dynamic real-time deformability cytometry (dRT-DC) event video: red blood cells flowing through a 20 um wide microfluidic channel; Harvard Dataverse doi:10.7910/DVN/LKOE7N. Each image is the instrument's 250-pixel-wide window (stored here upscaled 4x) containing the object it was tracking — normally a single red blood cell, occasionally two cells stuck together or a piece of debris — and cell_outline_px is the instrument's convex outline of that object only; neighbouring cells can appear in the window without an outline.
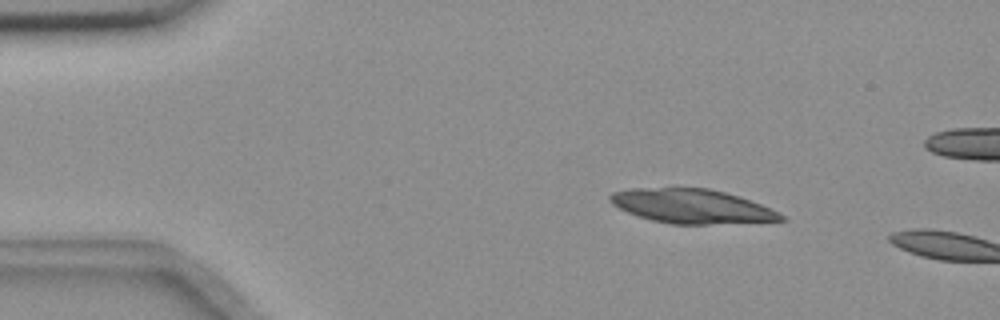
{"species": "common noctule bat (a hibernating species)", "species_latin": "Nyctalus noctula", "temperature_condition": "room temperature", "stored_images_in_passage": 14, "camera_frame_rate_fps": 3000, "um_per_image_px": 0.085, "animal": {"sex": "female", "body_mass_g": 18.4}, "frame": {"image": 1, "passage_image": 7, "time_ms": 2.0, "image_size_px": [1000, 320], "cell_outline_px": [[788, 220], [708, 224], [672, 224], [652, 220], [628, 212], [612, 204], [608, 200], [608, 196], [612, 192], [628, 188], [708, 188], [740, 196], [760, 204], [784, 216]], "centroid_in_image_um": [58.76, 17.52], "position_along_channel_um": 26.2, "area_um2": 33.76}}